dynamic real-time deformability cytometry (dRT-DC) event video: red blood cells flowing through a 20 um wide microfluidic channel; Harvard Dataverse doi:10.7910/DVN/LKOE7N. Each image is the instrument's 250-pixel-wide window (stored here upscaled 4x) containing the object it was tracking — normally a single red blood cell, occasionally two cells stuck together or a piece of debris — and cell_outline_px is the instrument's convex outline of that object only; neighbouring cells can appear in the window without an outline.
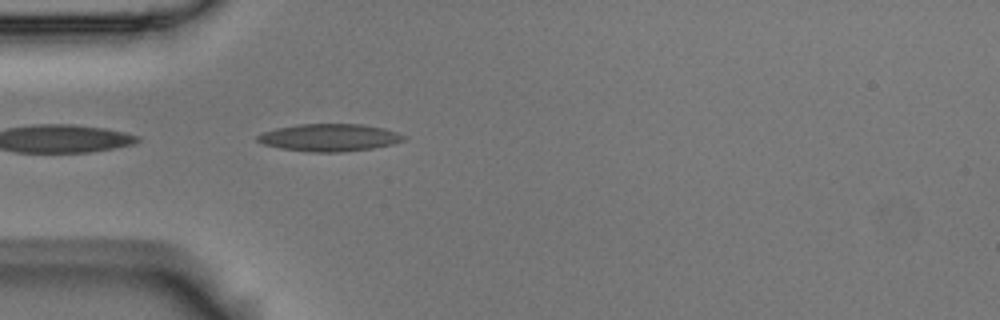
{"species": "Egyptian fruit bat (a non-hibernating species)", "species_latin": "Rousettus aegyptiacus", "temperature_condition": "room temperature", "stored_images_in_passage": 6, "camera_frame_rate_fps": 3000, "um_per_image_px": 0.085, "animal": {"sex": "male"}, "frame": {"image": 1, "passage_image": 1, "time_ms": 0.0, "image_size_px": [1000, 320], "cell_outline_px": [[408, 140], [392, 144], [372, 148], [344, 152], [308, 152], [280, 148], [264, 144], [256, 140], [256, 136], [264, 132], [276, 128], [300, 124], [360, 124], [384, 128], [408, 136]], "centroid_in_image_um": [28.04, 11.69], "position_along_channel_um": 57.0, "area_um2": 23.47}}